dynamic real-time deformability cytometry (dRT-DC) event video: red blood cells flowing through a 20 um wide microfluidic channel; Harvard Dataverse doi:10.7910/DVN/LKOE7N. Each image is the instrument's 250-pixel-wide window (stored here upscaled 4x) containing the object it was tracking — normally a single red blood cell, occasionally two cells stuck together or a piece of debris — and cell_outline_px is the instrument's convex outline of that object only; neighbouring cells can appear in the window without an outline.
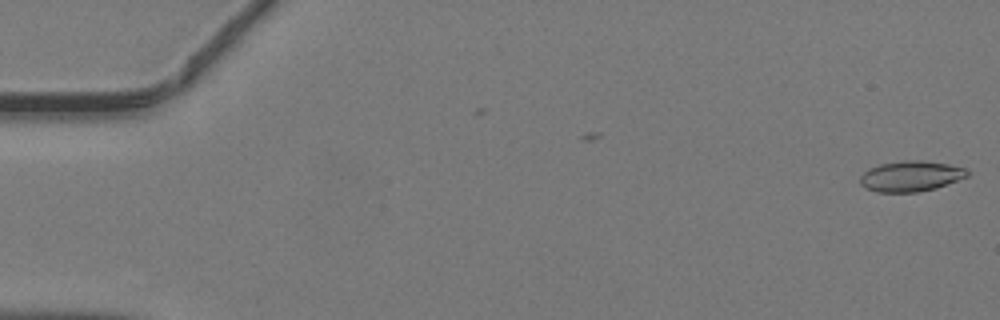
{"species": "common noctule bat (a hibernating species)", "species_latin": "Nyctalus noctula", "temperature_condition": "warm", "stored_images_in_passage": 2, "camera_frame_rate_fps": 3000, "um_per_image_px": 0.085, "animal": {"sex": "male", "body_mass_g": 19.2, "forearm_length_mm": 51.8}, "frame": {"image": 1, "passage_image": 2, "time_ms": 0.333, "image_size_px": [1000, 320], "cell_outline_px": [[968, 176], [936, 188], [920, 192], [876, 192], [864, 188], [860, 184], [860, 176], [868, 168], [880, 164], [904, 160], [920, 160], [948, 164], [964, 168], [968, 172]], "centroid_in_image_um": [77.37, 14.98], "position_along_channel_um": 7.6, "area_um2": 19.13}}